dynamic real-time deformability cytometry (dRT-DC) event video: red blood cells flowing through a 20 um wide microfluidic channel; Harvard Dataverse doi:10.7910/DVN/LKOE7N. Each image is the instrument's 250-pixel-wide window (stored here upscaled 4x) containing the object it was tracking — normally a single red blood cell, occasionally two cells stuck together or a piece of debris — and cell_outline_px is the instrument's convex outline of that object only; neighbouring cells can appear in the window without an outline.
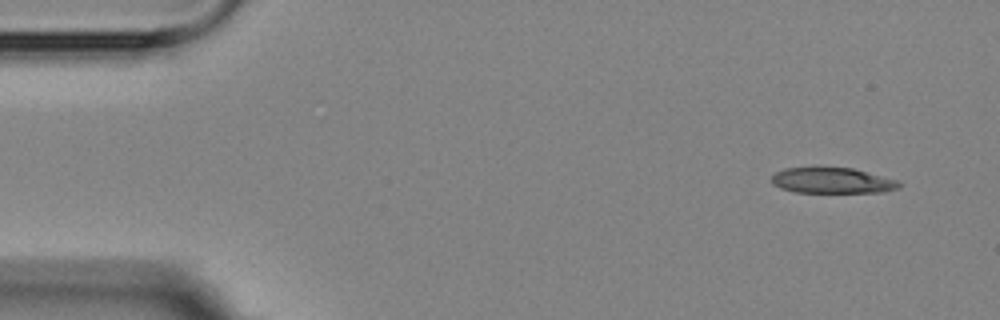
{"species": "Egyptian fruit bat (a non-hibernating species)", "species_latin": "Rousettus aegyptiacus", "temperature_condition": "room temperature", "stored_images_in_passage": 4, "camera_frame_rate_fps": 3000, "um_per_image_px": 0.085, "animal": {"sex": "female"}, "frame": {"image": 1, "passage_image": 4, "time_ms": 4.333, "image_size_px": [1000, 320], "cell_outline_px": [[904, 184], [900, 188], [884, 192], [792, 192], [780, 188], [772, 184], [772, 176], [776, 172], [784, 168], [852, 168], [896, 180]], "centroid_in_image_um": [70.74, 15.36], "position_along_channel_um": 14.3, "area_um2": 18.96}}